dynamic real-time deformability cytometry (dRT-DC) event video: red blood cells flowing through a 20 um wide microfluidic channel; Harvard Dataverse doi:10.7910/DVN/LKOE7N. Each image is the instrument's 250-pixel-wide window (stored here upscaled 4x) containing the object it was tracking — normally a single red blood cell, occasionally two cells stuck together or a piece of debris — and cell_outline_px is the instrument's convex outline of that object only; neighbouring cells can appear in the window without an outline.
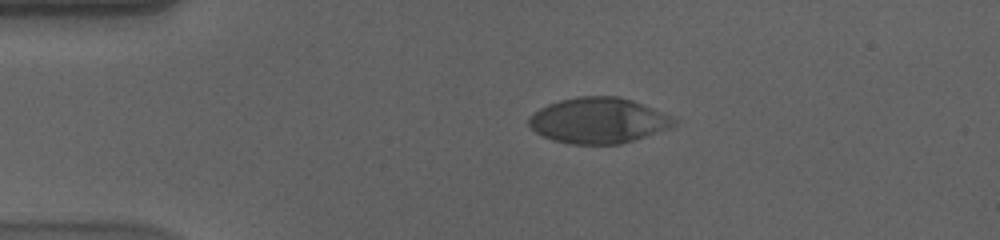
{"species": "human", "species_latin": "Homo sapiens", "temperature_condition": "cold", "stored_images_in_passage": 46, "camera_frame_rate_fps": 3000, "um_per_image_px": 0.085, "donor": {"sex": "male"}, "frame": {"image": 1, "passage_image": 1, "time_ms": 0.0, "image_size_px": [1000, 240], "cell_outline_px": [[676, 124], [644, 136], [620, 144], [572, 144], [552, 140], [536, 132], [528, 124], [528, 116], [540, 108], [548, 104], [560, 100], [580, 96], [616, 96], [632, 100], [668, 116], [676, 120]], "centroid_in_image_um": [50.77, 10.24], "position_along_channel_um": 34.2, "area_um2": 37.86}}
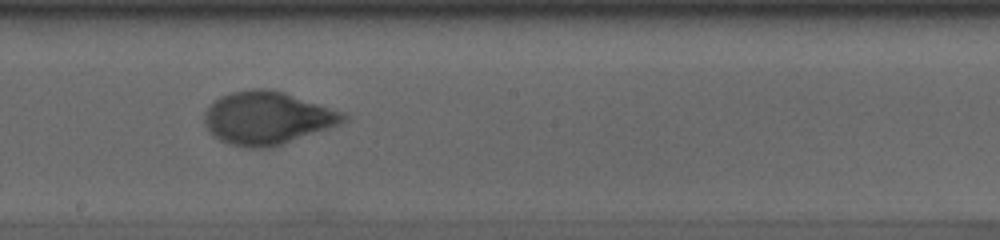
{"frame": {"image": 2, "passage_image": 21, "time_ms": 6.667, "image_size_px": [1000, 240], "cell_outline_px": [[348, 120], [340, 124], [268, 148], [248, 148], [232, 144], [220, 140], [212, 136], [208, 132], [204, 124], [204, 112], [208, 104], [220, 96], [232, 92], [252, 88], [264, 88], [284, 92], [344, 112], [348, 116]], "centroid_in_image_um": [22.67, 10.02], "position_along_channel_um": 225.5, "area_um2": 42.83}}
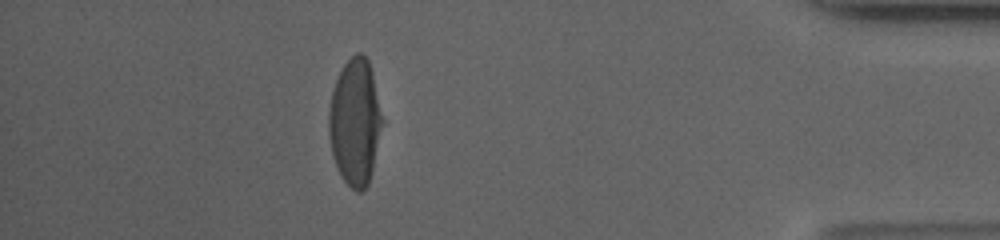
{"frame": {"image": 3, "passage_image": 40, "time_ms": 13.0, "image_size_px": [1000, 240], "cell_outline_px": [[384, 120], [368, 184], [360, 192], [356, 192], [340, 176], [332, 156], [328, 136], [328, 112], [332, 92], [336, 80], [344, 64], [356, 52], [360, 52], [368, 60], [372, 72]], "centroid_in_image_um": [30.17, 10.37], "position_along_channel_um": 405.0, "area_um2": 39.48}, "authors_computed_cell_mechanics": {"area_um2": 41.327, "velocity_mm_per_s": 3.553, "shape_relaxation_time_tau1_ms": 5.2784, "shape_relaxation_time_tau2_ms": null, "deformation_change_tau1": 0.2031, "deformation_change_tau2": null}}